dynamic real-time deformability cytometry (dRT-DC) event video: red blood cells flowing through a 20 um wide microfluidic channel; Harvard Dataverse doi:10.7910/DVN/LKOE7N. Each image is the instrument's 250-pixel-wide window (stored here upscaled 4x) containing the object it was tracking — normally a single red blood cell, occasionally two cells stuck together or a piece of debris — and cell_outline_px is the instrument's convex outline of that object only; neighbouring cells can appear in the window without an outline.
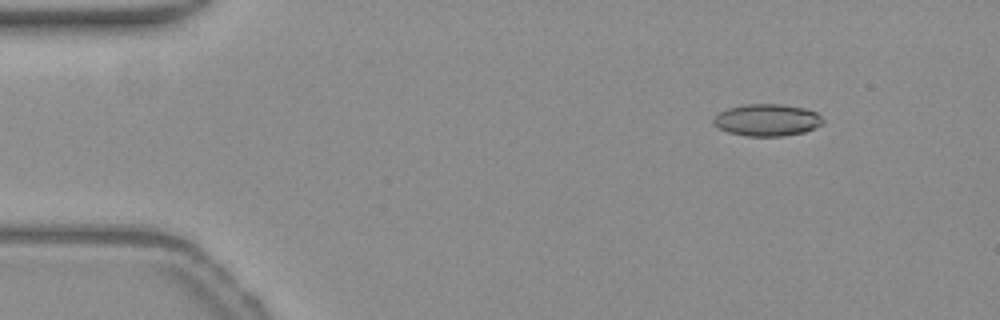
{"species": "common noctule bat (a hibernating species)", "species_latin": "Nyctalus noctula", "temperature_condition": "warm", "stored_images_in_passage": 54, "camera_frame_rate_fps": 3000, "um_per_image_px": 0.085, "animal": {"sex": "female", "body_mass_g": 19.3, "forearm_length_mm": 54.1}, "frame": {"image": 1, "passage_image": 7, "time_ms": 2.0, "image_size_px": [1000, 320], "cell_outline_px": [[824, 120], [820, 124], [804, 132], [784, 136], [748, 136], [728, 132], [712, 124], [712, 120], [720, 112], [728, 108], [744, 104], [780, 104], [804, 108], [816, 112]], "centroid_in_image_um": [65.17, 10.2], "position_along_channel_um": 19.8, "area_um2": 20.23}}
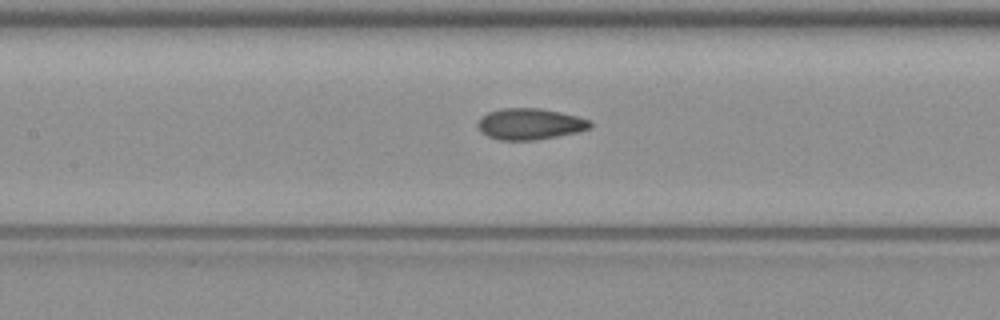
{"frame": {"image": 2, "passage_image": 25, "time_ms": 8.0, "image_size_px": [1000, 320], "cell_outline_px": [[592, 128], [580, 132], [536, 140], [500, 140], [488, 136], [476, 124], [480, 116], [488, 112], [500, 108], [540, 108], [560, 112], [592, 120]], "centroid_in_image_um": [45.08, 10.53], "position_along_channel_um": 162.3, "area_um2": 20.63}}
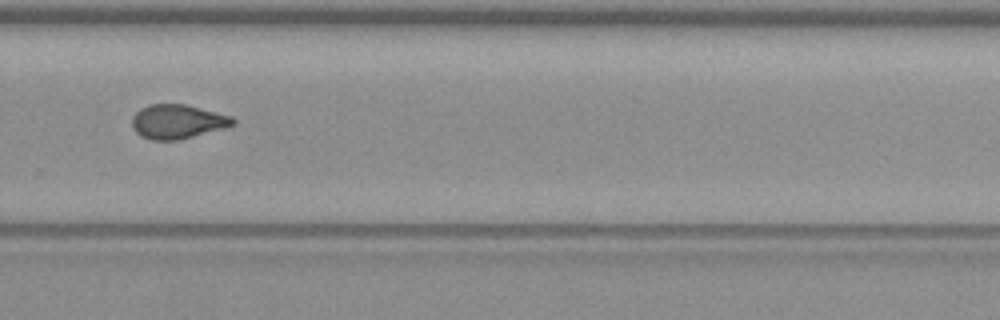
{"frame": {"image": 3, "passage_image": 37, "time_ms": 12.0, "image_size_px": [1000, 320], "cell_outline_px": [[236, 124], [180, 140], [152, 140], [140, 136], [132, 128], [132, 116], [140, 108], [148, 104], [184, 104], [232, 116], [236, 120]], "centroid_in_image_um": [15.06, 10.33], "position_along_channel_um": 314.7, "area_um2": 20.11}, "authors_computed_cell_mechanics": {"area_um2": 19.9988, "velocity_mm_per_s": 3.8308, "shape_relaxation_time_tau1_ms": null, "shape_relaxation_time_tau2_ms": 1.6029, "deformation_change_tau1": null, "deformation_change_tau2": 0.0848}}